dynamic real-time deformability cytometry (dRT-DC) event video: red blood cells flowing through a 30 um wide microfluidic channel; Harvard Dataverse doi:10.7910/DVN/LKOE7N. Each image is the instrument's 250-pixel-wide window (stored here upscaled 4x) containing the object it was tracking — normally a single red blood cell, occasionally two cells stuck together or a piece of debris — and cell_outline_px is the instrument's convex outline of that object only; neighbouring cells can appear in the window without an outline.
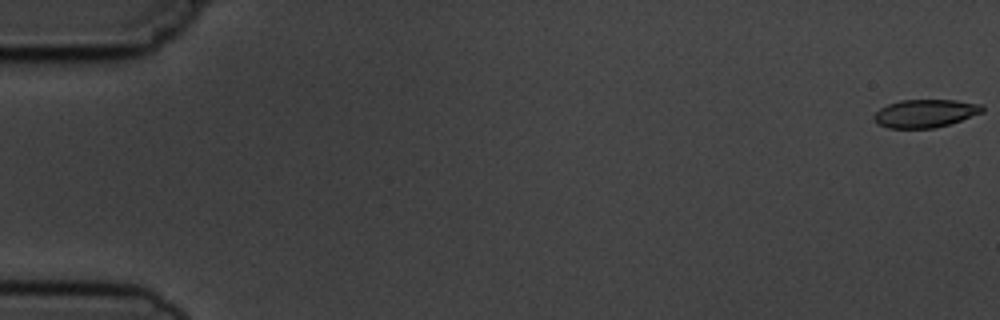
{"species": "common noctule bat (a hibernating species)", "species_latin": "Nyctalus noctula", "temperature_condition": "cold", "stored_images_in_passage": 5, "camera_frame_rate_fps": 3000, "um_per_image_px": 0.085, "animal": {"sex": "male", "body_mass_g": 19.5, "forearm_length_mm": 54.6}, "frame": {"image": 1, "passage_image": 1, "time_ms": 0.0, "image_size_px": [1000, 320], "cell_outline_px": [[984, 112], [936, 128], [888, 128], [876, 124], [872, 116], [880, 108], [888, 104], [900, 100], [956, 100], [984, 104]], "centroid_in_image_um": [78.64, 9.63], "position_along_channel_um": 6.4, "area_um2": 17.86}}
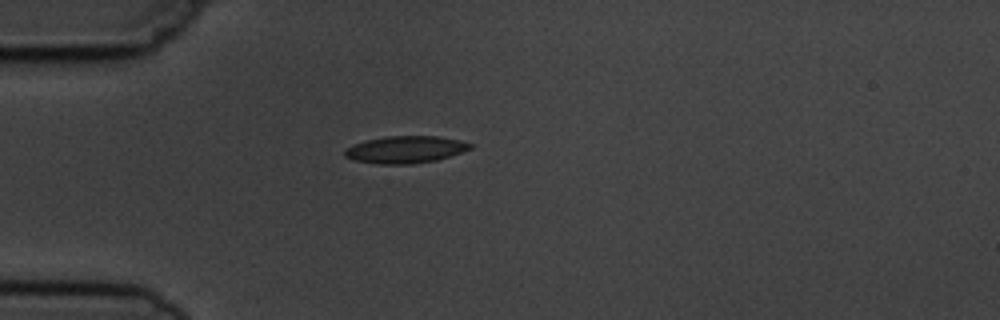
{"frame": {"image": 2, "passage_image": 5, "time_ms": 5.0, "image_size_px": [1000, 320], "cell_outline_px": [[472, 148], [436, 160], [412, 164], [380, 164], [356, 160], [344, 156], [344, 148], [364, 140], [384, 136], [436, 136], [460, 140], [472, 144]], "centroid_in_image_um": [34.42, 12.7], "position_along_channel_um": 50.6, "area_um2": 19.77}}